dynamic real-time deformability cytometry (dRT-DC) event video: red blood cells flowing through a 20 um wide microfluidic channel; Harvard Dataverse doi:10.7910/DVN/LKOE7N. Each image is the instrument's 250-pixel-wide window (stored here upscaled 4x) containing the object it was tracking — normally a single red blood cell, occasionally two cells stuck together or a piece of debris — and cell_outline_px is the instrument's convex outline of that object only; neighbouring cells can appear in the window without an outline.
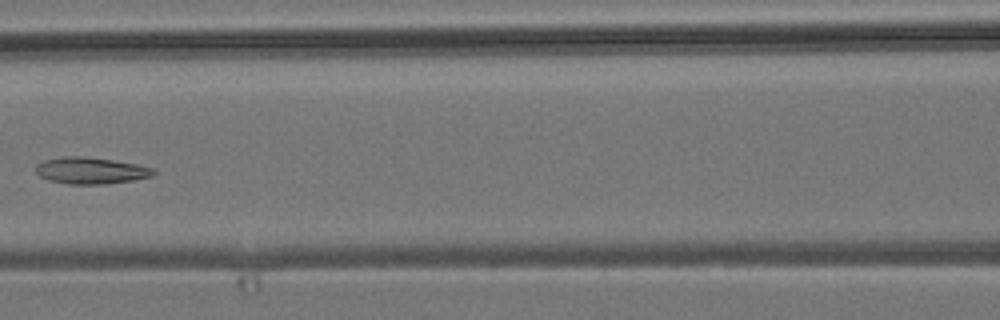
{"species": "common noctule bat (a hibernating species)", "species_latin": "Nyctalus noctula", "temperature_condition": "room temperature", "stored_images_in_passage": 6, "camera_frame_rate_fps": 3000, "um_per_image_px": 0.085, "animal": {"sex": "male", "body_mass_g": 19.2, "forearm_length_mm": 51.8}, "frame": {"image": 1, "passage_image": 6, "time_ms": 7.667, "image_size_px": [1000, 320], "cell_outline_px": [[156, 172], [152, 176], [132, 180], [108, 184], [68, 184], [48, 180], [40, 176], [36, 172], [36, 164], [44, 160], [64, 156], [84, 156], [112, 160], [136, 164], [152, 168]], "centroid_in_image_um": [7.69, 14.5], "position_along_channel_um": 158.9, "area_um2": 18.21}}